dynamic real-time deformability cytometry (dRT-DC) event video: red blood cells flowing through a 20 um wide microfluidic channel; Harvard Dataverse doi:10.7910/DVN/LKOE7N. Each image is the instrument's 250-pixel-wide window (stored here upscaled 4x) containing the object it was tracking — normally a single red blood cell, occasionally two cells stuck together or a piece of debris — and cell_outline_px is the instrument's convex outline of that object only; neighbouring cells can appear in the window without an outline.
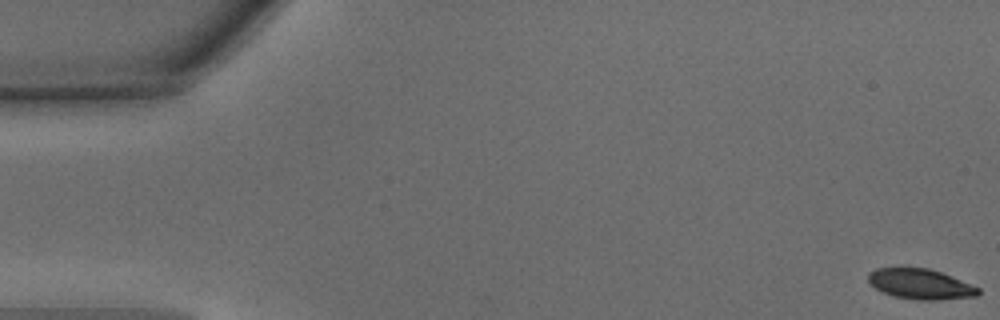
{"species": "common noctule bat (a hibernating species)", "species_latin": "Nyctalus noctula", "temperature_condition": "warm", "stored_images_in_passage": 41, "camera_frame_rate_fps": 3000, "um_per_image_px": 0.085, "animal": {"sex": "male", "body_mass_g": 15.6}, "frame": {"image": 1, "passage_image": 1, "time_ms": 0.0, "image_size_px": [1000, 320], "cell_outline_px": [[980, 292], [976, 296], [936, 300], [916, 300], [896, 296], [884, 292], [868, 284], [868, 272], [876, 268], [928, 268], [952, 276], [980, 288]], "centroid_in_image_um": [78.22, 24.14], "position_along_channel_um": 6.8, "area_um2": 19.31}}
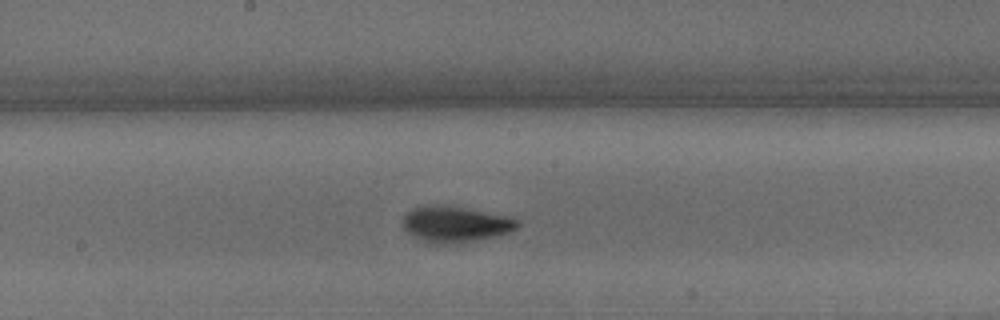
{"frame": {"image": 2, "passage_image": 25, "time_ms": 8.0, "image_size_px": [1000, 320], "cell_outline_px": [[520, 224], [516, 228], [508, 232], [496, 236], [456, 244], [436, 244], [424, 240], [408, 232], [404, 228], [404, 216], [412, 208], [428, 204], [444, 204], [468, 208], [508, 216], [520, 220]], "centroid_in_image_um": [38.74, 19.03], "position_along_channel_um": 209.5, "area_um2": 24.1}}
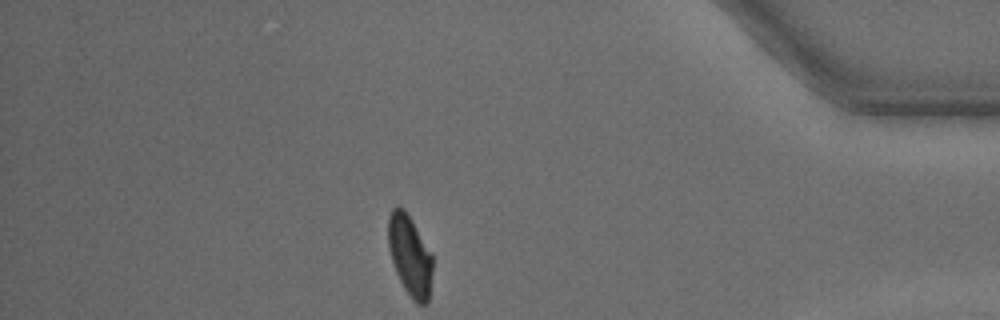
{"frame": {"image": 3, "passage_image": 41, "time_ms": 13.333, "image_size_px": [1000, 320], "cell_outline_px": [[432, 272], [428, 304], [420, 304], [412, 300], [404, 288], [396, 272], [388, 248], [388, 216], [392, 208], [396, 204], [404, 208], [412, 220], [432, 256]], "centroid_in_image_um": [34.82, 21.7], "position_along_channel_um": 400.4, "area_um2": 20.81}, "authors_computed_cell_mechanics": {"area_um2": 21.7906, "velocity_mm_per_s": 4.327, "shape_relaxation_time_tau1_ms": 2.0004, "shape_relaxation_time_tau2_ms": 1.648, "deformation_change_tau1": 0.1259, "deformation_change_tau2": 0.0592}}